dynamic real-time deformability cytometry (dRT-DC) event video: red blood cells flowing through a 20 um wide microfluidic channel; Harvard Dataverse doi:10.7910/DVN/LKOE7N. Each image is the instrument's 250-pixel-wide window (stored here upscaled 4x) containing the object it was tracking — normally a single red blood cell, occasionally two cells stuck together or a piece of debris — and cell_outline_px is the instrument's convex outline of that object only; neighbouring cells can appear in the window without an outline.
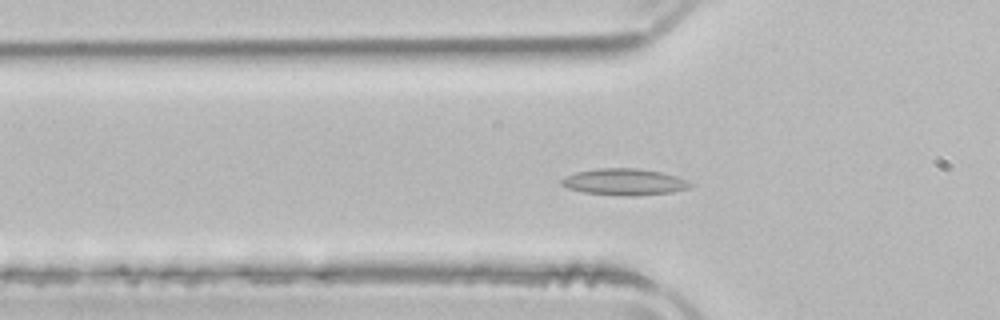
{"species": "common noctule bat (a hibernating species)", "species_latin": "Nyctalus noctula", "temperature_condition": "room temperature", "stored_images_in_passage": 40, "camera_frame_rate_fps": 3000, "um_per_image_px": 0.085, "animal": {"sex": "male", "body_mass_g": 21.5, "forearm_length_mm": 52.0}, "frame": {"image": 1, "passage_image": 4, "time_ms": 1.0, "image_size_px": [1000, 320], "cell_outline_px": [[692, 184], [688, 188], [672, 192], [632, 196], [584, 192], [568, 188], [560, 184], [560, 180], [576, 172], [596, 168], [636, 168], [660, 172], [676, 176], [688, 180]], "centroid_in_image_um": [53.07, 15.45], "position_along_channel_um": 72.7, "area_um2": 19.65}}
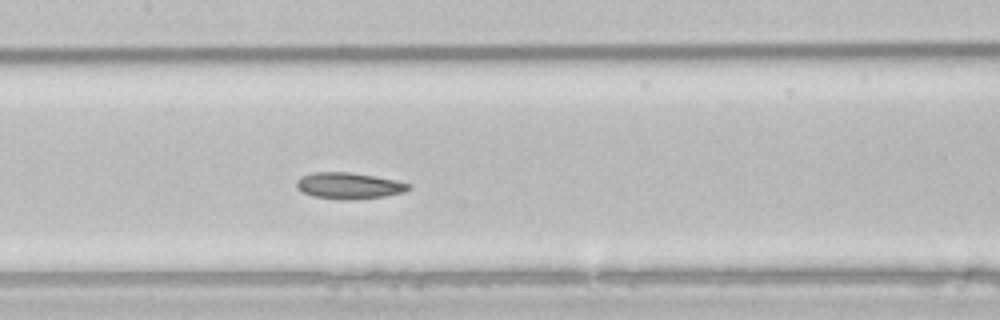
{"frame": {"image": 2, "passage_image": 12, "time_ms": 3.667, "image_size_px": [1000, 320], "cell_outline_px": [[412, 188], [404, 192], [384, 196], [348, 200], [344, 200], [312, 196], [300, 192], [296, 188], [296, 180], [300, 176], [312, 172], [348, 172], [396, 180], [412, 184]], "centroid_in_image_um": [29.62, 15.78], "position_along_channel_um": 177.8, "area_um2": 17.34}}
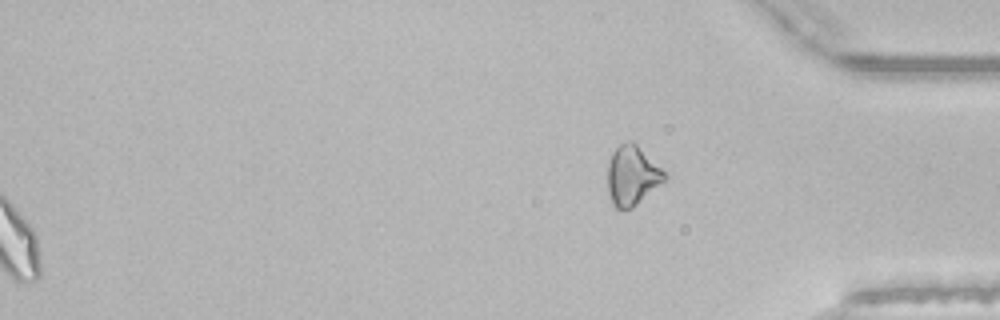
{"frame": {"image": 3, "passage_image": 40, "time_ms": 13.0, "image_size_px": [1000, 320], "cell_outline_px": [[668, 176], [664, 180], [632, 208], [616, 208], [612, 204], [608, 192], [608, 164], [612, 152], [620, 144], [632, 140]], "centroid_in_image_um": [53.69, 14.92], "position_along_channel_um": 381.5, "area_um2": 19.19}, "authors_computed_cell_mechanics": {"area_um2": 17.6579, "velocity_mm_per_s": 3.9187, "shape_relaxation_time_tau1_ms": null, "shape_relaxation_time_tau2_ms": 3.0425, "deformation_change_tau1": null, "deformation_change_tau2": 0.0749}}